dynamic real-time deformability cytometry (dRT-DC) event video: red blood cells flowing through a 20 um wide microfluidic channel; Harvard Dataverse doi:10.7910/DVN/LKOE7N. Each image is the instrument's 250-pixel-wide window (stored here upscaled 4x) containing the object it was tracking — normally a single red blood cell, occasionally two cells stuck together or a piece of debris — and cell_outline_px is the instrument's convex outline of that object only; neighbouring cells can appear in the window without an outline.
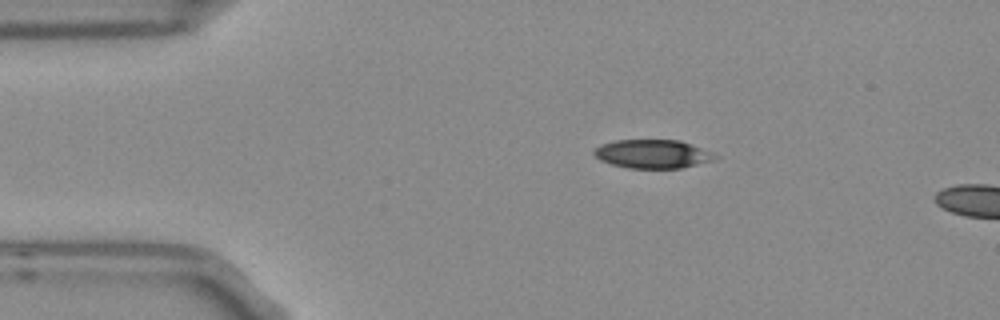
{"species": "Egyptian fruit bat (a non-hibernating species)", "species_latin": "Rousettus aegyptiacus", "temperature_condition": "room temperature", "stored_images_in_passage": 2, "camera_frame_rate_fps": 3000, "um_per_image_px": 0.085, "frame": {"image": 1, "passage_image": 1, "time_ms": 0.0, "image_size_px": [1000, 320], "cell_outline_px": [[720, 156], [716, 160], [680, 168], [628, 168], [612, 164], [600, 160], [592, 152], [600, 144], [616, 140], [680, 140], [712, 152]], "centroid_in_image_um": [55.5, 13.08], "position_along_channel_um": 29.5, "area_um2": 20.23}}